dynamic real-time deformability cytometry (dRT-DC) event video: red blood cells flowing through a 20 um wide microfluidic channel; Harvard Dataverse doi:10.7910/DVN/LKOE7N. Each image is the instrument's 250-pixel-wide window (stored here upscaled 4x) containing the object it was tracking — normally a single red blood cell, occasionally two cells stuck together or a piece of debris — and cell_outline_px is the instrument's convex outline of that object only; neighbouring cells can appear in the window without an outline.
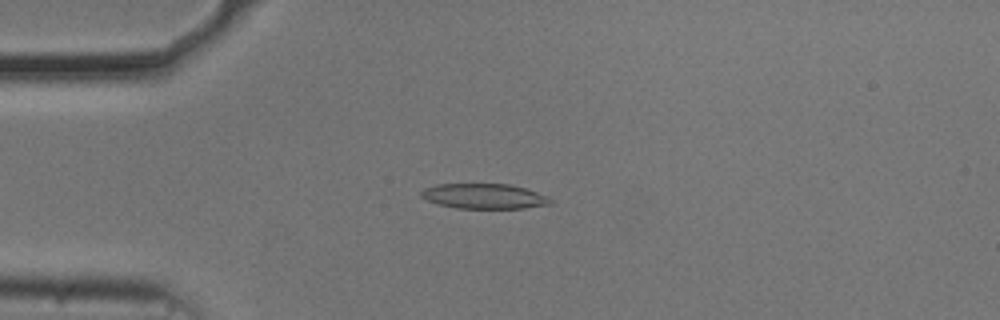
{"species": "common noctule bat (a hibernating species)", "species_latin": "Nyctalus noctula", "temperature_condition": "cold", "stored_images_in_passage": 53, "camera_frame_rate_fps": 3000, "um_per_image_px": 0.085, "animal": {"sex": "male", "body_mass_g": 20.5, "forearm_length_mm": 52.5}, "frame": {"image": 1, "passage_image": 13, "time_ms": 4.0, "image_size_px": [1000, 320], "cell_outline_px": [[552, 204], [524, 208], [456, 208], [436, 204], [420, 196], [420, 192], [424, 188], [436, 184], [508, 184], [524, 188], [548, 196], [552, 200]], "centroid_in_image_um": [41.13, 16.68], "position_along_channel_um": 43.9, "area_um2": 18.9}}
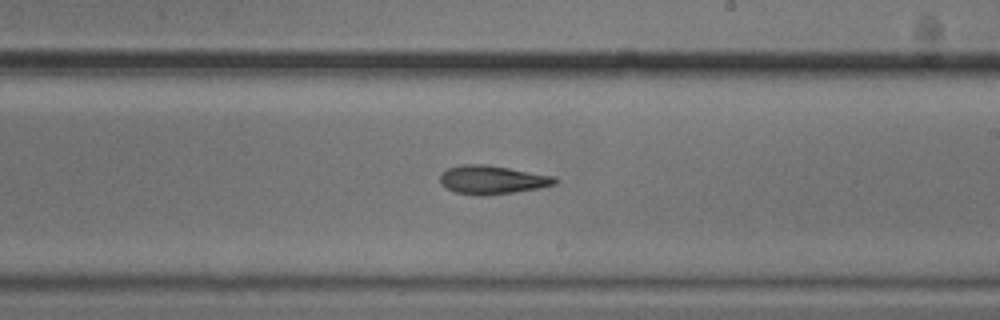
{"frame": {"image": 2, "passage_image": 31, "time_ms": 10.0, "image_size_px": [1000, 320], "cell_outline_px": [[560, 180], [556, 184], [540, 188], [484, 196], [480, 196], [456, 192], [448, 188], [440, 180], [440, 176], [448, 168], [460, 164], [484, 164], [556, 176]], "centroid_in_image_um": [41.9, 15.28], "position_along_channel_um": 247.1, "area_um2": 19.02}}
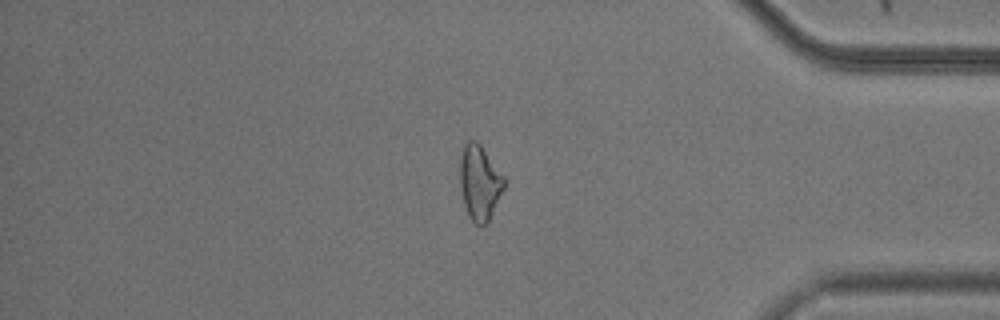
{"frame": {"image": 3, "passage_image": 45, "time_ms": 14.667, "image_size_px": [1000, 320], "cell_outline_px": [[504, 188], [488, 224], [476, 224], [468, 216], [464, 204], [460, 188], [460, 156], [464, 144], [468, 140], [476, 140], [480, 144], [504, 176]], "centroid_in_image_um": [40.76, 15.52], "position_along_channel_um": 394.4, "area_um2": 19.31}, "authors_computed_cell_mechanics": {"area_um2": 19.4208, "velocity_mm_per_s": 3.7156, "shape_relaxation_time_tau1_ms": 6.0597, "shape_relaxation_time_tau2_ms": 6.507, "deformation_change_tau1": 0.1496, "deformation_change_tau2": 0.1747}}